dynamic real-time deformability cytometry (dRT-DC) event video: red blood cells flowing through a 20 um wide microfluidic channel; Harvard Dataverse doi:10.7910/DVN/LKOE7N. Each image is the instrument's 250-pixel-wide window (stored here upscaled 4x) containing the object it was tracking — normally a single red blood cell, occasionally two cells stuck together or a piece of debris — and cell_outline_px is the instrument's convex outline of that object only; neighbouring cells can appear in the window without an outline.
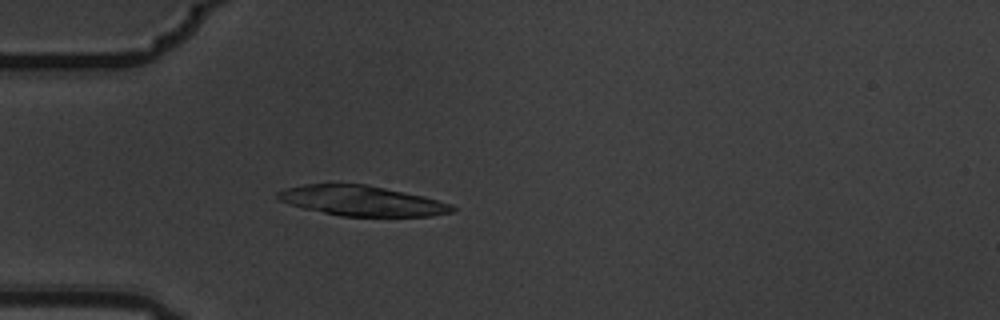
{"species": "common noctule bat (a hibernating species)", "species_latin": "Nyctalus noctula", "temperature_condition": "warm", "stored_images_in_passage": 1, "camera_frame_rate_fps": 3000, "um_per_image_px": 0.085, "animal": {"sex": "male", "body_mass_g": 19.5, "forearm_length_mm": 54.6}, "frame": {"image": 1, "passage_image": 1, "time_ms": 0.0, "image_size_px": [1000, 320], "cell_outline_px": [[456, 212], [432, 216], [340, 216], [304, 208], [280, 200], [276, 196], [276, 192], [288, 188], [304, 184], [364, 184], [424, 196], [452, 204], [456, 208]], "centroid_in_image_um": [30.82, 17.08], "position_along_channel_um": 54.2, "area_um2": 30.4}}